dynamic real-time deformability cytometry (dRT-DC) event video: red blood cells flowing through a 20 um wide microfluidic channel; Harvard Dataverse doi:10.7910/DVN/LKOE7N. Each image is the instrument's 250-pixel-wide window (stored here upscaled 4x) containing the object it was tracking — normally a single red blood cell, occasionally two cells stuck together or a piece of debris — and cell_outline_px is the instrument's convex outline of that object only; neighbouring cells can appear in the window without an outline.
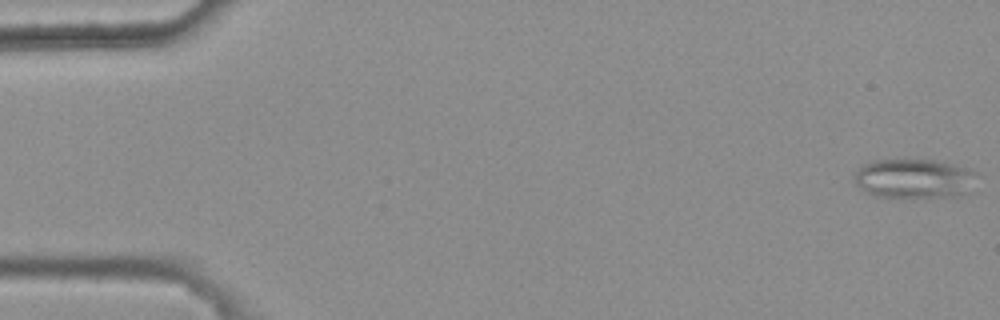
{"species": "common noctule bat (a hibernating species)", "species_latin": "Nyctalus noctula", "temperature_condition": "warm", "stored_images_in_passage": 4, "camera_frame_rate_fps": 3000, "um_per_image_px": 0.085, "animal": {"sex": "female", "body_mass_g": 25.1}, "frame": {"image": 1, "passage_image": 1, "time_ms": 0.0, "image_size_px": [1000, 320], "cell_outline_px": [[976, 172], [964, 192], [960, 196], [876, 196], [860, 188], [856, 184], [856, 172], [864, 164], [872, 160], [904, 156], [936, 160], [968, 168]], "centroid_in_image_um": [77.62, 15.09], "position_along_channel_um": 7.4, "area_um2": 28.03}}